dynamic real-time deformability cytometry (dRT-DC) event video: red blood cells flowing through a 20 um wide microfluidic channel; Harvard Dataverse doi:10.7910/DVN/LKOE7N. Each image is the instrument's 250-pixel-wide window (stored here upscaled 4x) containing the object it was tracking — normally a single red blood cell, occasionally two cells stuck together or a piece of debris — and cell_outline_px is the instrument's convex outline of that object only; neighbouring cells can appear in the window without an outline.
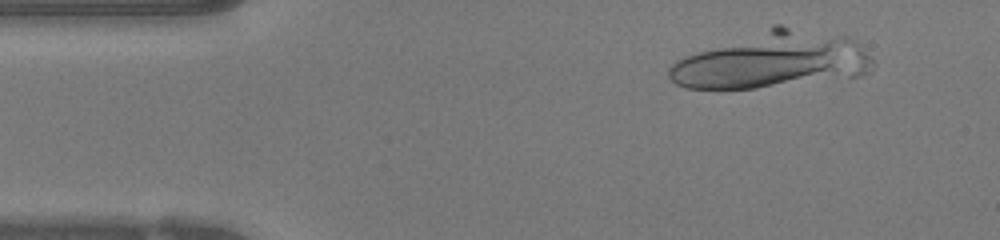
{"species": "human", "species_latin": "Homo sapiens", "temperature_condition": "warm", "stored_images_in_passage": 10, "camera_frame_rate_fps": 3000, "um_per_image_px": 0.085, "donor": {"sex": "female"}, "frame": {"image": 1, "passage_image": 4, "time_ms": 1.0, "image_size_px": [1000, 240], "cell_outline_px": [[872, 64], [868, 72], [856, 76], [756, 88], [684, 88], [676, 84], [668, 76], [668, 68], [676, 60], [684, 56], [772, 24], [780, 24], [848, 36], [856, 40], [872, 60]], "centroid_in_image_um": [65.61, 5.08], "position_along_channel_um": 19.4, "area_um2": 66.41}}